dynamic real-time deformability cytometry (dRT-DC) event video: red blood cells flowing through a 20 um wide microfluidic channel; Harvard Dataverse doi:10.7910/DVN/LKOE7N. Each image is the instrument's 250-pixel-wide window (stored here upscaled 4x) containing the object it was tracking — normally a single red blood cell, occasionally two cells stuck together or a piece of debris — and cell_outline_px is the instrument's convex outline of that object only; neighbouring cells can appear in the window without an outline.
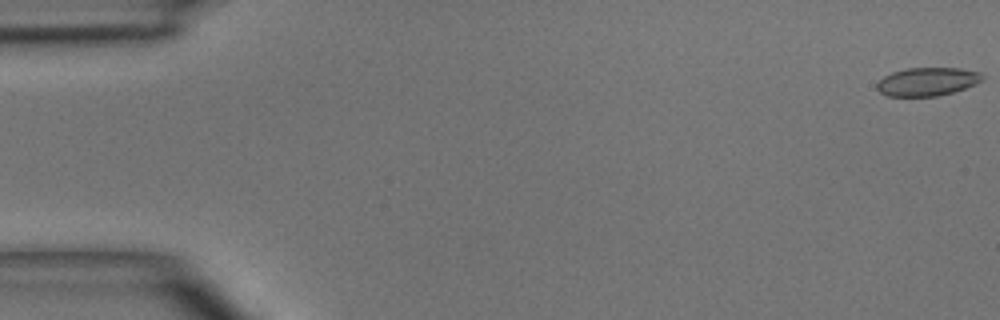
{"species": "common noctule bat (a hibernating species)", "species_latin": "Nyctalus noctula", "temperature_condition": "room temperature", "stored_images_in_passage": 4, "camera_frame_rate_fps": 3000, "um_per_image_px": 0.085, "animal": {"sex": "male", "body_mass_g": 15.6}, "frame": {"image": 1, "passage_image": 1, "time_ms": 0.0, "image_size_px": [1000, 320], "cell_outline_px": [[984, 76], [976, 84], [952, 92], [936, 96], [888, 96], [880, 92], [876, 88], [876, 84], [884, 76], [892, 72], [908, 68], [960, 68], [980, 72]], "centroid_in_image_um": [78.8, 6.93], "position_along_channel_um": 6.2, "area_um2": 17.28}}
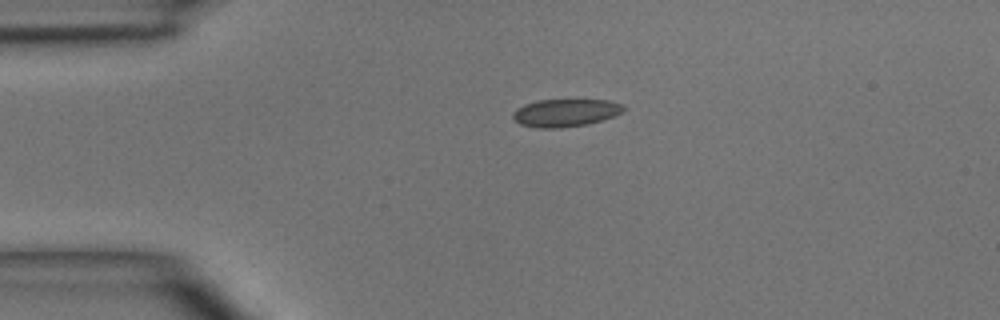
{"frame": {"image": 2, "passage_image": 4, "time_ms": 3.333, "image_size_px": [1000, 320], "cell_outline_px": [[624, 108], [620, 112], [604, 120], [588, 124], [560, 128], [540, 128], [520, 124], [512, 116], [512, 112], [516, 108], [524, 104], [536, 100], [608, 100], [624, 104]], "centroid_in_image_um": [48.04, 9.58], "position_along_channel_um": 37.0, "area_um2": 17.86}}